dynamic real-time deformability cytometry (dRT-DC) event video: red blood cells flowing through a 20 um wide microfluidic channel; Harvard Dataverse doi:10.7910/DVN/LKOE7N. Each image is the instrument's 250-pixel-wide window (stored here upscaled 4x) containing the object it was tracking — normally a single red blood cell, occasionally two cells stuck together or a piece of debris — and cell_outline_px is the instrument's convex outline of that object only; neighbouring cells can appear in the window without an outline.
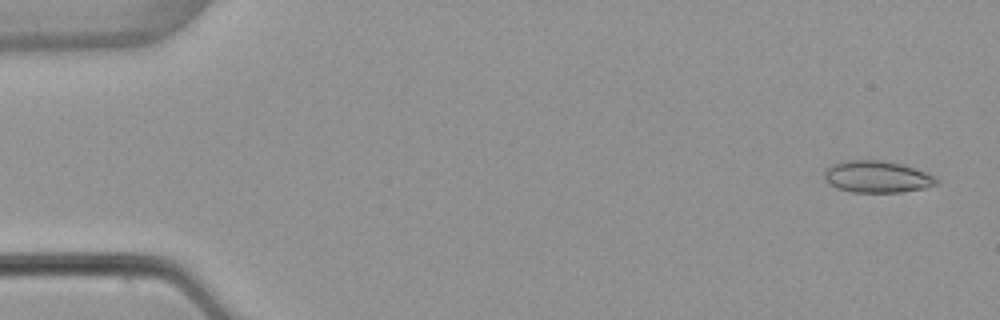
{"species": "common noctule bat (a hibernating species)", "species_latin": "Nyctalus noctula", "temperature_condition": "warm", "stored_images_in_passage": 52, "camera_frame_rate_fps": 3000, "um_per_image_px": 0.085, "animal": {"sex": "female", "body_mass_g": 22.7, "forearm_length_mm": 54.2}, "frame": {"image": 1, "passage_image": 2, "time_ms": 0.333, "image_size_px": [1000, 320], "cell_outline_px": [[940, 180], [936, 184], [924, 188], [900, 192], [852, 192], [836, 188], [828, 184], [824, 180], [824, 168], [840, 160], [880, 160], [904, 164], [936, 176]], "centroid_in_image_um": [74.51, 15.01], "position_along_channel_um": 10.5, "area_um2": 21.15}}
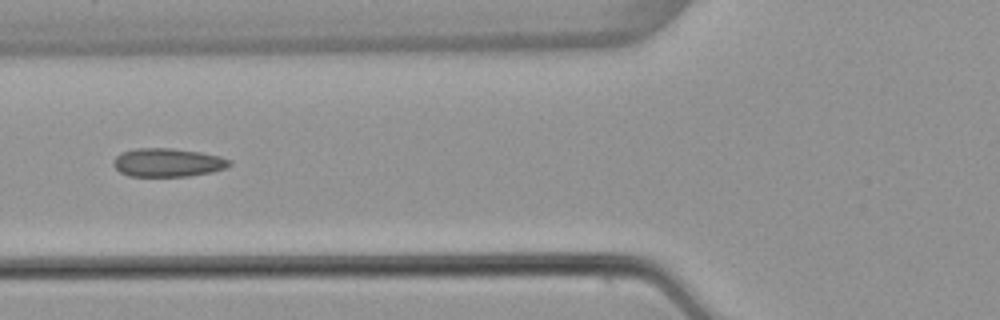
{"frame": {"image": 2, "passage_image": 20, "time_ms": 6.333, "image_size_px": [1000, 320], "cell_outline_px": [[232, 164], [224, 168], [212, 172], [188, 176], [128, 176], [120, 172], [112, 164], [112, 160], [116, 156], [124, 152], [136, 148], [172, 148], [200, 152], [220, 156], [232, 160]], "centroid_in_image_um": [14.26, 13.81], "position_along_channel_um": 111.5, "area_um2": 19.31}}
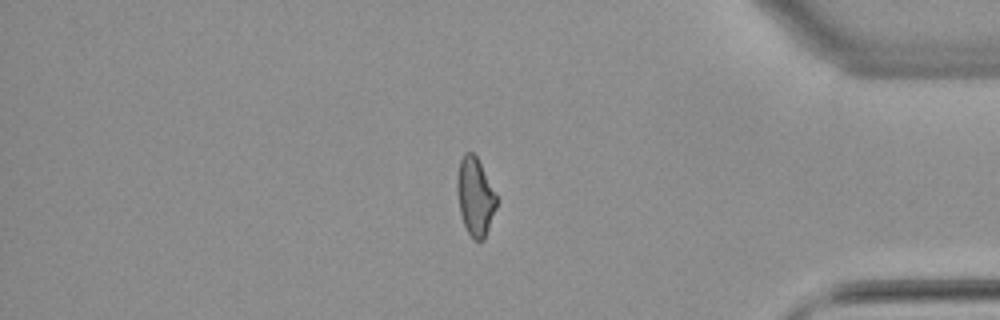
{"frame": {"image": 3, "passage_image": 44, "time_ms": 14.333, "image_size_px": [1000, 320], "cell_outline_px": [[496, 208], [484, 240], [472, 240], [464, 224], [460, 212], [456, 188], [456, 180], [460, 160], [464, 152], [472, 152], [476, 156], [496, 192]], "centroid_in_image_um": [40.38, 16.71], "position_along_channel_um": 394.8, "area_um2": 17.92}, "authors_computed_cell_mechanics": {"area_um2": 18.6983, "velocity_mm_per_s": 3.9033, "shape_relaxation_time_tau1_ms": null, "shape_relaxation_time_tau2_ms": 1.442, "deformation_change_tau1": null, "deformation_change_tau2": 0.0855}}